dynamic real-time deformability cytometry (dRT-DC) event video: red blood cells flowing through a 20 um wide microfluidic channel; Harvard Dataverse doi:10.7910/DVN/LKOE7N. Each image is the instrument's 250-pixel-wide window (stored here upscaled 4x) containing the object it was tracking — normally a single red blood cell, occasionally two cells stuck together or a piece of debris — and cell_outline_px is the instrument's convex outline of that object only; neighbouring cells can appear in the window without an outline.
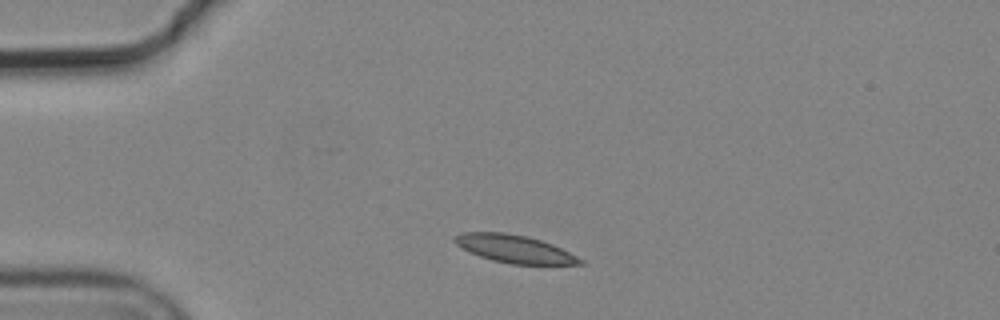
{"species": "common noctule bat (a hibernating species)", "species_latin": "Nyctalus noctula", "temperature_condition": "cold", "stored_images_in_passage": 3, "camera_frame_rate_fps": 3000, "um_per_image_px": 0.085, "animal": {"sex": "male", "body_mass_g": 19.2, "forearm_length_mm": 51.8}, "frame": {"image": 1, "passage_image": 1, "time_ms": 0.0, "image_size_px": [1000, 320], "cell_outline_px": [[588, 264], [512, 264], [492, 260], [468, 252], [456, 244], [452, 240], [456, 236], [464, 232], [504, 232], [528, 236], [552, 244], [584, 260]], "centroid_in_image_um": [43.72, 21.15], "position_along_channel_um": 41.3, "area_um2": 20.23}}